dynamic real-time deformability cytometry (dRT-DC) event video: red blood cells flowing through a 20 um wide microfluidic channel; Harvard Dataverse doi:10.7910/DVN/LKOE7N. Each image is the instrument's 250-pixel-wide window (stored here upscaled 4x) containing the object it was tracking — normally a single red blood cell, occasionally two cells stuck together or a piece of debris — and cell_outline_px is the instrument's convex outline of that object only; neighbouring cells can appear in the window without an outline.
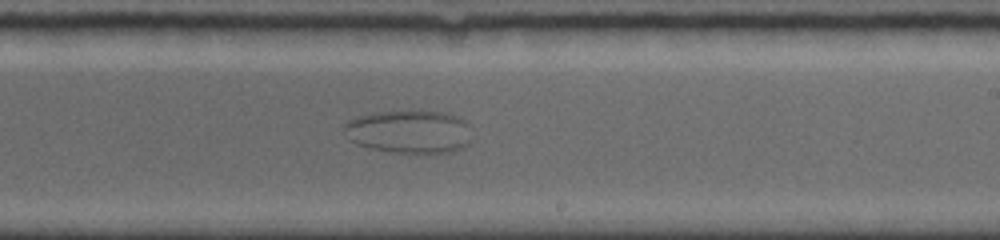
{"species": "common noctule bat (a hibernating species)", "species_latin": "Nyctalus noctula", "temperature_condition": "room temperature", "stored_images_in_passage": 43, "camera_frame_rate_fps": 5000, "um_per_image_px": 0.085, "animal": {"sex": "female", "body_mass_g": 19.0, "forearm_length_mm": 56.7}, "frame": {"image": 1, "passage_image": 24, "time_ms": 5.4, "image_size_px": [1000, 240], "cell_outline_px": [[468, 144], [452, 152], [396, 152], [368, 148], [356, 144], [352, 140], [344, 128], [344, 124], [348, 120], [356, 116], [376, 112], [448, 112], [460, 116], [468, 124]], "centroid_in_image_um": [34.77, 11.18], "position_along_channel_um": 254.2, "area_um2": 31.56}}